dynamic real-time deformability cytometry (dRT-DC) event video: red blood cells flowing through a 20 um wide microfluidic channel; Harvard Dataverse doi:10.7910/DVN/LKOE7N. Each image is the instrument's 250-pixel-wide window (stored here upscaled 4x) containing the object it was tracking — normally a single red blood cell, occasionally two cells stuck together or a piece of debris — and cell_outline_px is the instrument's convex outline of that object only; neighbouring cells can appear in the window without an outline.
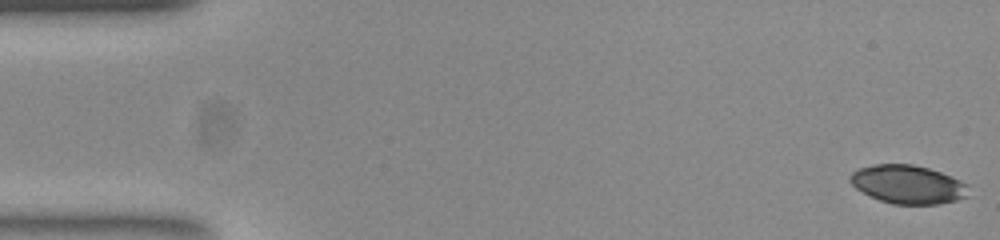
{"species": "common noctule bat (a hibernating species)", "species_latin": "Nyctalus noctula", "temperature_condition": "room temperature", "stored_images_in_passage": 52, "camera_frame_rate_fps": 3000, "um_per_image_px": 0.085, "animal": {"sex": "female", "body_mass_g": 23.0, "forearm_length_mm": 53.4}, "frame": {"image": 1, "passage_image": 1, "time_ms": 0.0, "image_size_px": [1000, 240], "cell_outline_px": [[968, 196], [956, 200], [940, 204], [892, 204], [880, 200], [856, 188], [848, 180], [848, 176], [852, 172], [860, 168], [872, 164], [912, 164], [928, 168], [940, 172], [960, 180], [968, 184]], "centroid_in_image_um": [77.17, 15.67], "position_along_channel_um": 7.8, "area_um2": 26.53}}
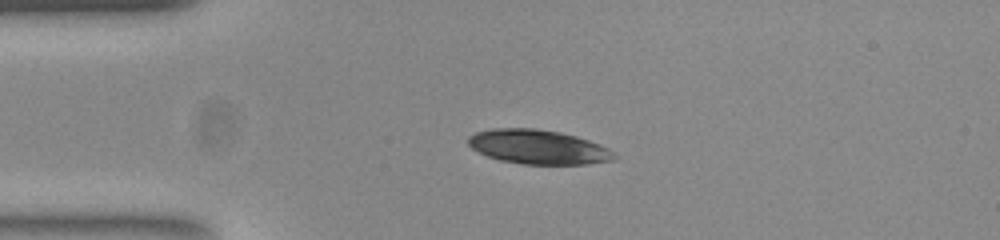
{"frame": {"image": 2, "passage_image": 12, "time_ms": 3.667, "image_size_px": [1000, 240], "cell_outline_px": [[620, 156], [612, 160], [588, 164], [524, 164], [500, 160], [488, 156], [472, 148], [468, 144], [468, 136], [476, 132], [492, 128], [536, 128], [560, 132], [576, 136], [600, 144], [616, 152]], "centroid_in_image_um": [45.78, 12.49], "position_along_channel_um": 39.2, "area_um2": 29.3}}